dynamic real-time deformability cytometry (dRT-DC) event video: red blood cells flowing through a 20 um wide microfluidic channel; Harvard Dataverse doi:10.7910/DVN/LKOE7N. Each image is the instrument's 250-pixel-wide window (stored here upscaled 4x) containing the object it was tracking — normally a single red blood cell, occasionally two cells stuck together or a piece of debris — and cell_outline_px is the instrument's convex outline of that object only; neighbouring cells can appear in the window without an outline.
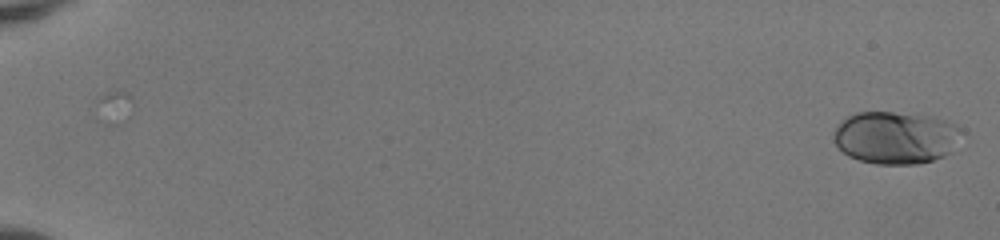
{"species": "human", "species_latin": "Homo sapiens", "temperature_condition": "room temperature", "stored_images_in_passage": 15, "camera_frame_rate_fps": 3000, "um_per_image_px": 0.085, "donor": {"sex": "female"}, "frame": {"image": 1, "passage_image": 1, "time_ms": 0.0, "image_size_px": [1000, 240], "cell_outline_px": [[968, 136], [952, 152], [944, 156], [932, 160], [916, 164], [876, 164], [860, 160], [848, 156], [836, 144], [832, 136], [832, 132], [848, 116], [856, 112], [892, 112], [936, 116], [956, 124]], "centroid_in_image_um": [76.24, 11.69], "position_along_channel_um": 8.8, "area_um2": 39.94}}